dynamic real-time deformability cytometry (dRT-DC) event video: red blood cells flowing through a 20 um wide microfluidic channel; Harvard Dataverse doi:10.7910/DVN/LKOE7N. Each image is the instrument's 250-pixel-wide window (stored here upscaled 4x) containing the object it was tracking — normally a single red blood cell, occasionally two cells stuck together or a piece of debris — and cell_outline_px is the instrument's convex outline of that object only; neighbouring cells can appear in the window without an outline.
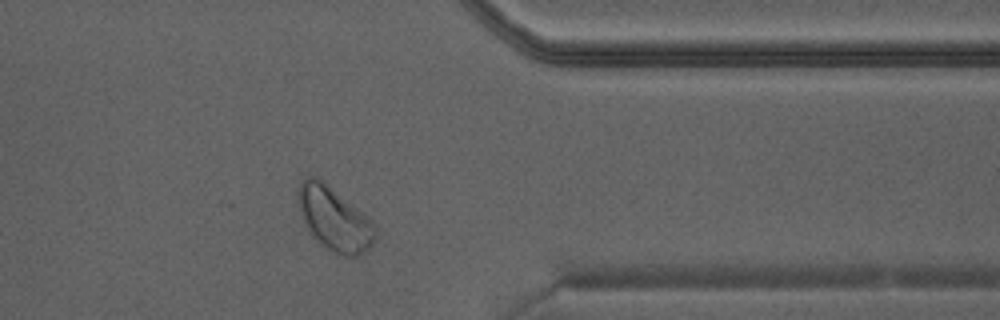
{"species": "Egyptian fruit bat (a non-hibernating species)", "species_latin": "Rousettus aegyptiacus", "temperature_condition": "warm", "stored_images_in_passage": 25, "camera_frame_rate_fps": 3000, "um_per_image_px": 0.085, "animal": {"sex": "male"}, "frame": {"image": 1, "passage_image": 18, "time_ms": 5.667, "image_size_px": [1000, 320], "cell_outline_px": [[376, 236], [372, 244], [364, 252], [356, 256], [336, 256], [320, 244], [312, 236], [300, 212], [300, 180], [308, 176], [312, 176], [320, 180], [372, 220], [376, 224]], "centroid_in_image_um": [28.45, 18.68], "position_along_channel_um": 383.0, "area_um2": 27.92}}